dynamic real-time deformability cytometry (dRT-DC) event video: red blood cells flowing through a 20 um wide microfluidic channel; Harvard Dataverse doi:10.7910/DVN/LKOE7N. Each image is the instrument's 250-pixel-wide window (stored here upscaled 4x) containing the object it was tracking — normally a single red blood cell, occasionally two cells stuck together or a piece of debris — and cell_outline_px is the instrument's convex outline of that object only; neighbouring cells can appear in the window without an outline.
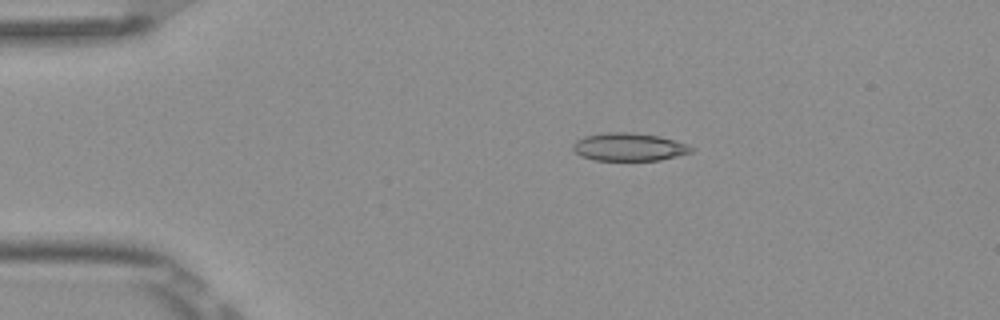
{"species": "Egyptian fruit bat (a non-hibernating species)", "species_latin": "Rousettus aegyptiacus", "temperature_condition": "room temperature", "stored_images_in_passage": 4, "camera_frame_rate_fps": 3000, "um_per_image_px": 0.085, "frame": {"image": 1, "passage_image": 3, "time_ms": 0.667, "image_size_px": [1000, 320], "cell_outline_px": [[696, 148], [692, 152], [660, 160], [596, 160], [580, 156], [572, 148], [572, 144], [576, 140], [584, 136], [604, 132], [628, 132], [660, 136], [688, 144]], "centroid_in_image_um": [53.47, 12.48], "position_along_channel_um": 31.5, "area_um2": 19.36}}